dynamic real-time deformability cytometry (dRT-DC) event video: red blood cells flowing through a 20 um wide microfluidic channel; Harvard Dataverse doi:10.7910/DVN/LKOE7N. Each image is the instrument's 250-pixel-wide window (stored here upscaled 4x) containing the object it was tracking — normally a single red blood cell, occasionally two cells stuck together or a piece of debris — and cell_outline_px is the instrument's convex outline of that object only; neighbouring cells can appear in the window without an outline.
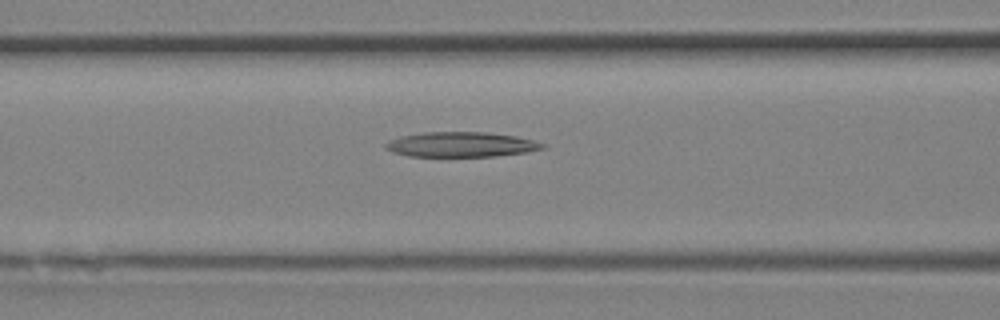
{"species": "Egyptian fruit bat (a non-hibernating species)", "species_latin": "Rousettus aegyptiacus", "temperature_condition": "room temperature", "stored_images_in_passage": 11, "camera_frame_rate_fps": 3000, "um_per_image_px": 0.085, "animal": {"sex": "female"}, "frame": {"image": 1, "passage_image": 7, "time_ms": 2.0, "image_size_px": [1000, 320], "cell_outline_px": [[544, 148], [528, 152], [496, 156], [408, 156], [392, 152], [384, 148], [384, 144], [388, 140], [400, 136], [424, 132], [488, 132], [516, 136], [532, 140], [544, 144]], "centroid_in_image_um": [39.15, 12.28], "position_along_channel_um": 127.5, "area_um2": 22.89}}
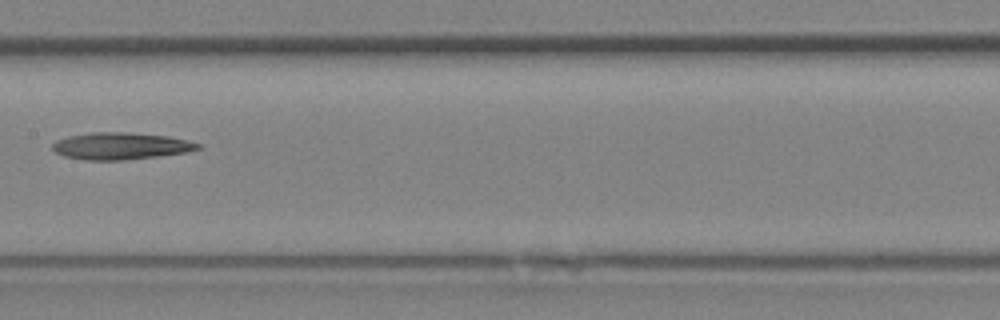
{"frame": {"image": 2, "passage_image": 10, "time_ms": 3.0, "image_size_px": [1000, 320], "cell_outline_px": [[204, 148], [184, 152], [156, 156], [124, 160], [88, 160], [64, 156], [56, 152], [52, 148], [52, 144], [56, 140], [68, 136], [92, 132], [128, 132], [168, 136], [188, 140], [204, 144]], "centroid_in_image_um": [10.3, 12.4], "position_along_channel_um": 197.1, "area_um2": 22.89}}